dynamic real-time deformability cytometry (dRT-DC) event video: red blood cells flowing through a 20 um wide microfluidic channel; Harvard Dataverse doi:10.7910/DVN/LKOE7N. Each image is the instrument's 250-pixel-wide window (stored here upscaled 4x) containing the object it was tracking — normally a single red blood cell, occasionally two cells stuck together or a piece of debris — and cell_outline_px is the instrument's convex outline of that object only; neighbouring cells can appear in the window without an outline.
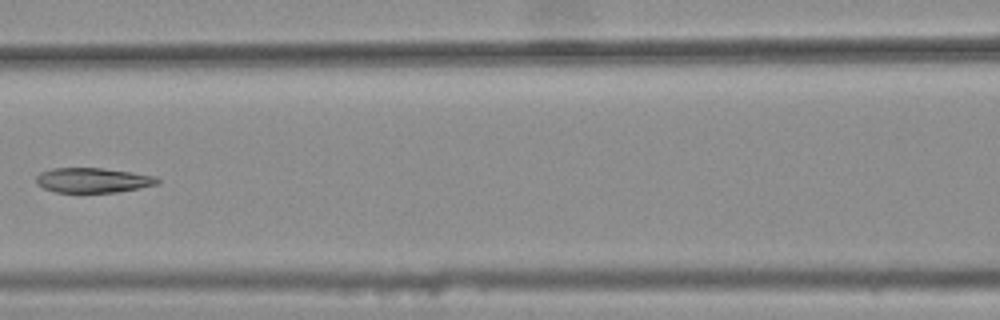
{"species": "common noctule bat (a hibernating species)", "species_latin": "Nyctalus noctula", "temperature_condition": "warm", "stored_images_in_passage": 7, "camera_frame_rate_fps": 3000, "um_per_image_px": 0.085, "animal": {"sex": "female", "body_mass_g": 25.1}, "frame": {"image": 1, "passage_image": 7, "time_ms": 2.0, "image_size_px": [1000, 320], "cell_outline_px": [[160, 184], [140, 188], [116, 192], [56, 192], [44, 188], [36, 184], [36, 176], [40, 172], [52, 168], [100, 168], [156, 176], [160, 180]], "centroid_in_image_um": [7.89, 15.32], "position_along_channel_um": 158.7, "area_um2": 17.51}}